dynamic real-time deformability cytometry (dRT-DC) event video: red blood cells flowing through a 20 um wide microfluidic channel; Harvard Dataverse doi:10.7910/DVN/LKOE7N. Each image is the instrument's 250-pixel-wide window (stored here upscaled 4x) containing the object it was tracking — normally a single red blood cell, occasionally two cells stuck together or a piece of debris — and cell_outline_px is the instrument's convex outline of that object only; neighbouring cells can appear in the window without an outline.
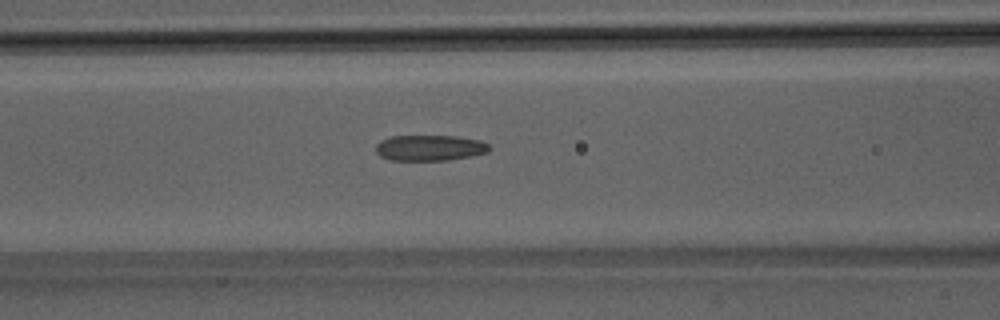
{"species": "Egyptian fruit bat (a non-hibernating species)", "species_latin": "Rousettus aegyptiacus", "temperature_condition": "room temperature", "stored_images_in_passage": 33, "camera_frame_rate_fps": 3000, "um_per_image_px": 0.085, "animal": {"sex": "male"}, "frame": {"image": 1, "passage_image": 6, "time_ms": 1.667, "image_size_px": [1000, 320], "cell_outline_px": [[492, 148], [488, 152], [472, 156], [448, 160], [388, 160], [380, 156], [376, 152], [376, 144], [380, 140], [392, 136], [456, 136], [480, 140], [488, 144]], "centroid_in_image_um": [36.53, 12.57], "position_along_channel_um": 130.1, "area_um2": 17.17}}
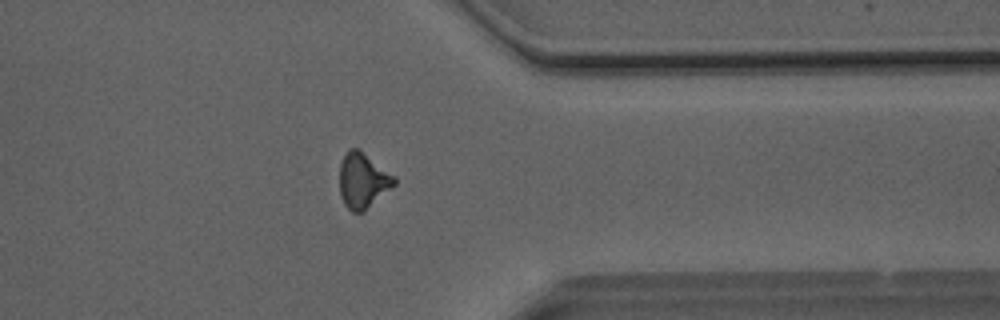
{"frame": {"image": 2, "passage_image": 25, "time_ms": 8.0, "image_size_px": [1000, 320], "cell_outline_px": [[396, 184], [360, 212], [352, 212], [344, 204], [340, 196], [340, 164], [344, 156], [352, 148], [356, 148], [396, 176]], "centroid_in_image_um": [30.83, 15.35], "position_along_channel_um": 380.6, "area_um2": 17.05}}
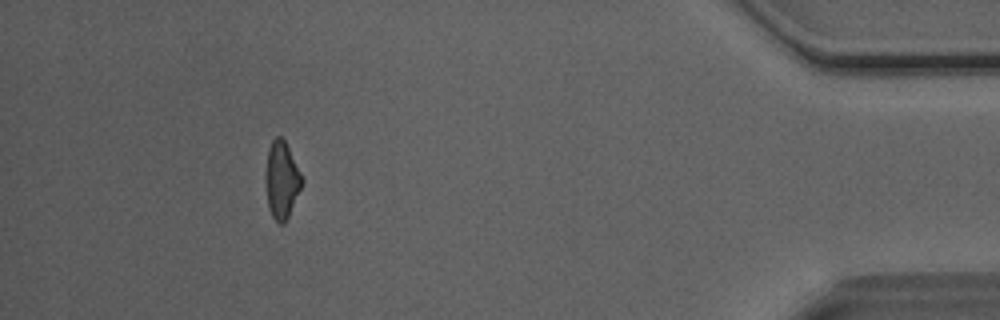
{"frame": {"image": 3, "passage_image": 31, "time_ms": 10.0, "image_size_px": [1000, 320], "cell_outline_px": [[304, 180], [288, 216], [284, 224], [280, 224], [272, 216], [268, 208], [264, 180], [264, 176], [268, 148], [272, 140], [276, 136], [280, 136], [284, 140]], "centroid_in_image_um": [23.9, 15.3], "position_along_channel_um": 411.3, "area_um2": 16.3}}